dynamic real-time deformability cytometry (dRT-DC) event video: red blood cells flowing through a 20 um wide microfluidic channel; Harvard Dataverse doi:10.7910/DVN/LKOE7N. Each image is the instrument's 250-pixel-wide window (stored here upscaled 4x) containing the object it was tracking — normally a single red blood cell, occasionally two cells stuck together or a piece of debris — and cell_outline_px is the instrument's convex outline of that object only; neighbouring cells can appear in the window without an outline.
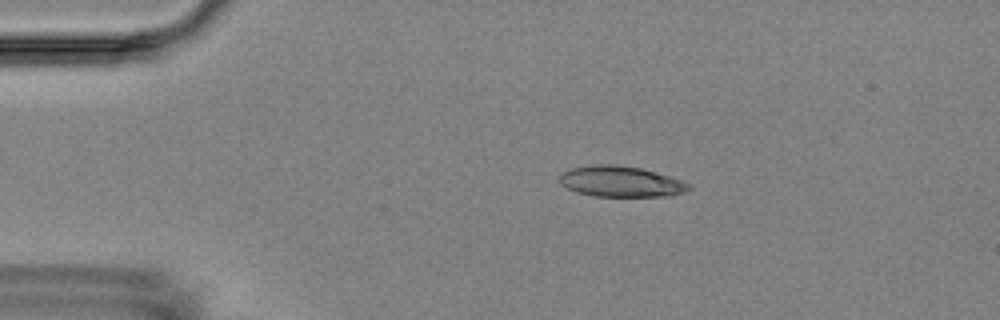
{"species": "Egyptian fruit bat (a non-hibernating species)", "species_latin": "Rousettus aegyptiacus", "temperature_condition": "room temperature", "stored_images_in_passage": 4, "camera_frame_rate_fps": 3000, "um_per_image_px": 0.085, "animal": {"sex": "female"}, "frame": {"image": 1, "passage_image": 2, "time_ms": 1.333, "image_size_px": [1000, 320], "cell_outline_px": [[692, 188], [684, 192], [668, 196], [592, 196], [576, 192], [560, 184], [560, 172], [568, 168], [596, 164], [608, 164], [640, 168], [668, 176], [680, 180], [688, 184]], "centroid_in_image_um": [52.7, 15.43], "position_along_channel_um": 32.3, "area_um2": 23.06}}